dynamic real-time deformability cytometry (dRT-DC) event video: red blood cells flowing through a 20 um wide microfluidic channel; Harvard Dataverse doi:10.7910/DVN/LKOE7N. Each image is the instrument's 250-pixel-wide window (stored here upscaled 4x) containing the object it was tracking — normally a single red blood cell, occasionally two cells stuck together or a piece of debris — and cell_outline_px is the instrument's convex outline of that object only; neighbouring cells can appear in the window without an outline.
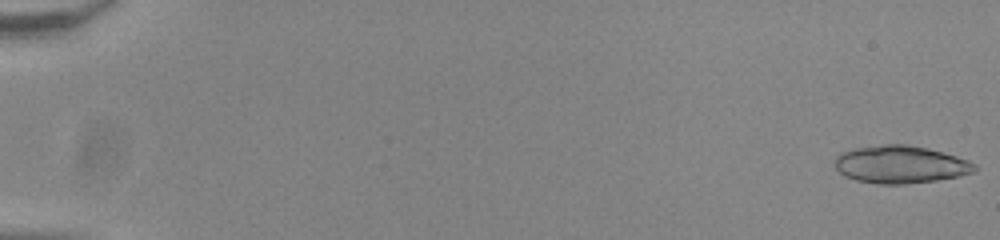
{"species": "common noctule bat (a hibernating species)", "species_latin": "Nyctalus noctula", "temperature_condition": "room temperature", "stored_images_in_passage": 12, "camera_frame_rate_fps": 3000, "um_per_image_px": 0.085, "animal": {"sex": "male", "body_mass_g": 20.0, "forearm_length_mm": 53.3}, "frame": {"image": 1, "passage_image": 1, "time_ms": 0.0, "image_size_px": [1000, 240], "cell_outline_px": [[976, 172], [936, 180], [904, 184], [876, 184], [856, 180], [844, 176], [836, 168], [836, 156], [840, 152], [852, 148], [884, 144], [908, 144], [956, 156], [968, 160], [976, 164]], "centroid_in_image_um": [76.51, 13.98], "position_along_channel_um": 8.5, "area_um2": 30.58}}